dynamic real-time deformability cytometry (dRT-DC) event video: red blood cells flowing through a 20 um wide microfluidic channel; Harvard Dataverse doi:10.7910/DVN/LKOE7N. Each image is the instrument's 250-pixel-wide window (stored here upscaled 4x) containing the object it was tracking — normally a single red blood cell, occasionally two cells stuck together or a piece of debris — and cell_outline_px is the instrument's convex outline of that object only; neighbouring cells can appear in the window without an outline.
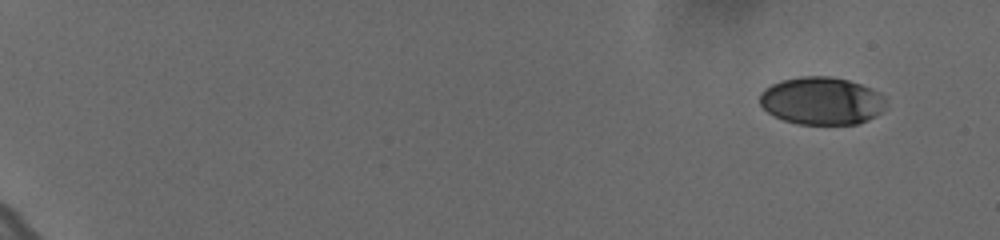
{"species": "human", "species_latin": "Homo sapiens", "temperature_condition": "cold", "stored_images_in_passage": 56, "camera_frame_rate_fps": 3000, "um_per_image_px": 0.085, "donor": {"sex": "female"}, "frame": {"image": 1, "passage_image": 1, "time_ms": 0.0, "image_size_px": [1000, 240], "cell_outline_px": [[884, 108], [876, 116], [868, 120], [856, 124], [796, 124], [772, 116], [760, 104], [760, 92], [764, 88], [780, 80], [800, 76], [832, 76], [848, 80], [872, 88], [880, 92], [884, 100]], "centroid_in_image_um": [69.81, 8.57], "position_along_channel_um": 15.2, "area_um2": 35.26}}
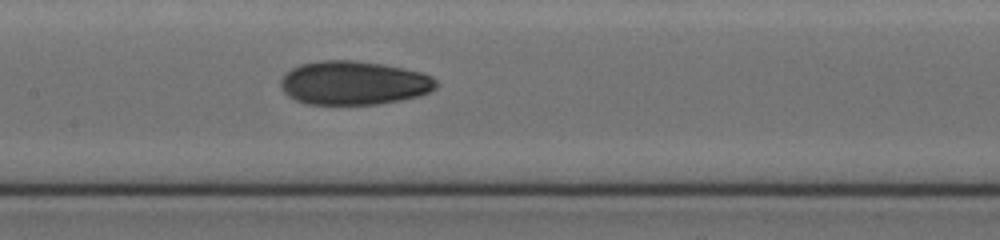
{"frame": {"image": 2, "passage_image": 30, "time_ms": 9.667, "image_size_px": [1000, 240], "cell_outline_px": [[436, 88], [428, 92], [416, 96], [400, 100], [376, 104], [304, 104], [288, 96], [284, 92], [280, 84], [280, 80], [284, 72], [300, 64], [320, 60], [352, 60], [380, 64], [404, 68], [420, 72], [432, 76], [436, 80]], "centroid_in_image_um": [30.02, 7.04], "position_along_channel_um": 177.4, "area_um2": 39.65}}
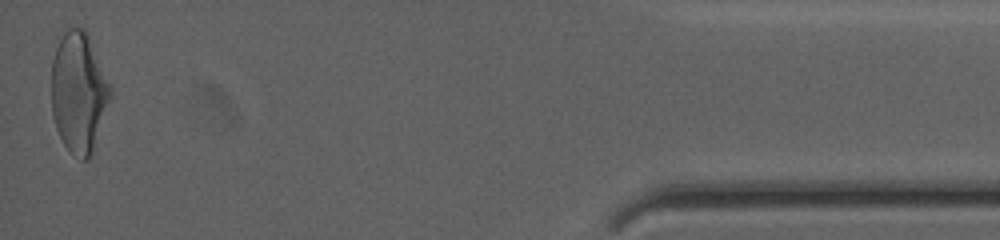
{"frame": {"image": 3, "passage_image": 56, "time_ms": 18.333, "image_size_px": [1000, 240], "cell_outline_px": [[112, 92], [92, 152], [88, 160], [80, 160], [72, 156], [68, 152], [56, 128], [52, 116], [52, 60], [56, 48], [64, 32], [68, 28], [84, 28], [112, 84]], "centroid_in_image_um": [6.69, 7.87], "position_along_channel_um": 428.5, "area_um2": 41.33}, "authors_computed_cell_mechanics": {"area_um2": 38.6393, "velocity_mm_per_s": 3.6429, "shape_relaxation_time_tau1_ms": 6.2389, "shape_relaxation_time_tau2_ms": 2.1133, "deformation_change_tau1": 0.1829, "deformation_change_tau2": 0.0702}}